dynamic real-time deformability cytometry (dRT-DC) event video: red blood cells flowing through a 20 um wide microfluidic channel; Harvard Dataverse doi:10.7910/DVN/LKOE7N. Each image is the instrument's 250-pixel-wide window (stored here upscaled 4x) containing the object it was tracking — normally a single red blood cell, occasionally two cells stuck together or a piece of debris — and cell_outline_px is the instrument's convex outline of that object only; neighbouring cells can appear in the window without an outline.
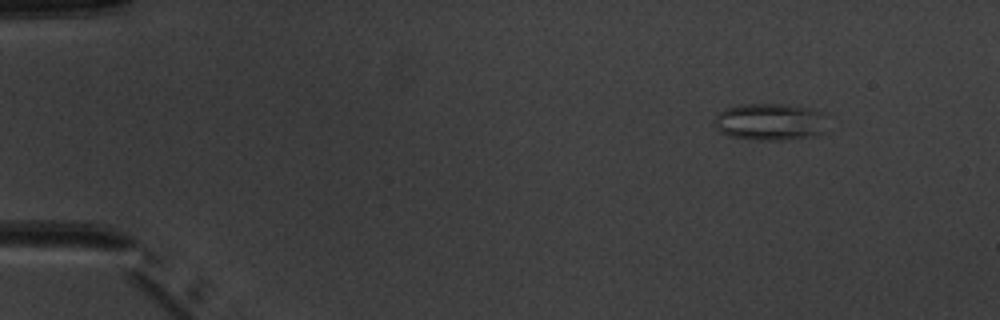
{"species": "common noctule bat (a hibernating species)", "species_latin": "Nyctalus noctula", "temperature_condition": "warm", "stored_images_in_passage": 5, "camera_frame_rate_fps": 3000, "um_per_image_px": 0.085, "animal": {"sex": "male", "body_mass_g": 20.1, "forearm_length_mm": 53.5}, "frame": {"image": 1, "passage_image": 2, "time_ms": 1.333, "image_size_px": [1000, 320], "cell_outline_px": [[824, 132], [820, 136], [788, 140], [756, 140], [728, 136], [720, 132], [716, 128], [716, 116], [724, 108], [744, 104], [784, 104], [812, 108], [824, 112]], "centroid_in_image_um": [65.5, 10.37], "position_along_channel_um": 19.5, "area_um2": 24.74}}
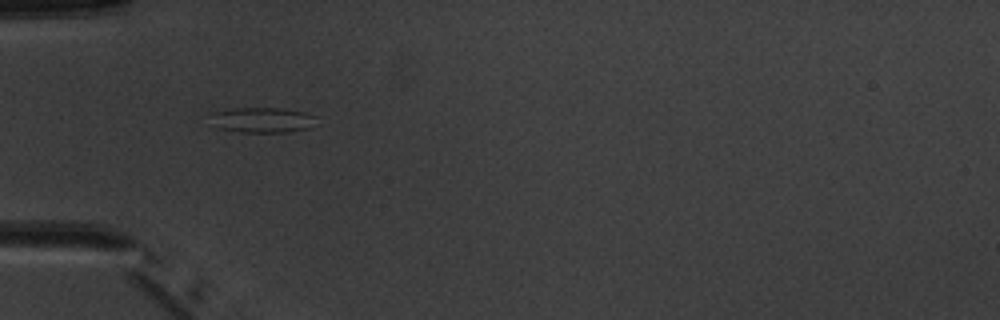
{"frame": {"image": 2, "passage_image": 5, "time_ms": 5.0, "image_size_px": [1000, 320], "cell_outline_px": [[316, 116], [312, 128], [288, 132], [240, 132], [216, 128], [208, 124], [208, 112], [232, 108], [280, 108], [304, 112]], "centroid_in_image_um": [22.16, 10.2], "position_along_channel_um": 62.8, "area_um2": 16.18}}